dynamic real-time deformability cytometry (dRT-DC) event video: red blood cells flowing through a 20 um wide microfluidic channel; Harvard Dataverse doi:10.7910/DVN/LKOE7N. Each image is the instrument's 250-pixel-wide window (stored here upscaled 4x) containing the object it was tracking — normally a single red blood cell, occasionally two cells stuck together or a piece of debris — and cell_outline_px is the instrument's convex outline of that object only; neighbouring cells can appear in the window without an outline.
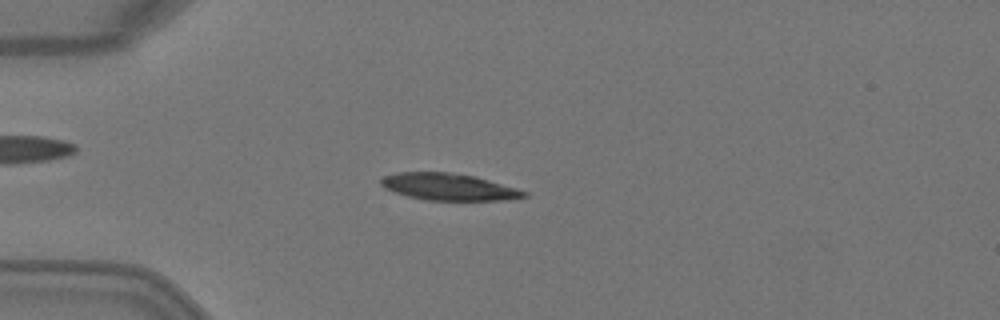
{"species": "Egyptian fruit bat (a non-hibernating species)", "species_latin": "Rousettus aegyptiacus", "temperature_condition": "warm", "stored_images_in_passage": 4, "camera_frame_rate_fps": 3000, "um_per_image_px": 0.085, "animal": {"sex": "female"}, "frame": {"image": 1, "passage_image": 4, "time_ms": 1.0, "image_size_px": [1000, 320], "cell_outline_px": [[528, 196], [508, 200], [424, 200], [408, 196], [384, 188], [380, 184], [380, 180], [384, 176], [396, 172], [448, 172], [476, 176], [516, 188], [528, 192]], "centroid_in_image_um": [38.14, 15.88], "position_along_channel_um": 46.9, "area_um2": 22.43}}